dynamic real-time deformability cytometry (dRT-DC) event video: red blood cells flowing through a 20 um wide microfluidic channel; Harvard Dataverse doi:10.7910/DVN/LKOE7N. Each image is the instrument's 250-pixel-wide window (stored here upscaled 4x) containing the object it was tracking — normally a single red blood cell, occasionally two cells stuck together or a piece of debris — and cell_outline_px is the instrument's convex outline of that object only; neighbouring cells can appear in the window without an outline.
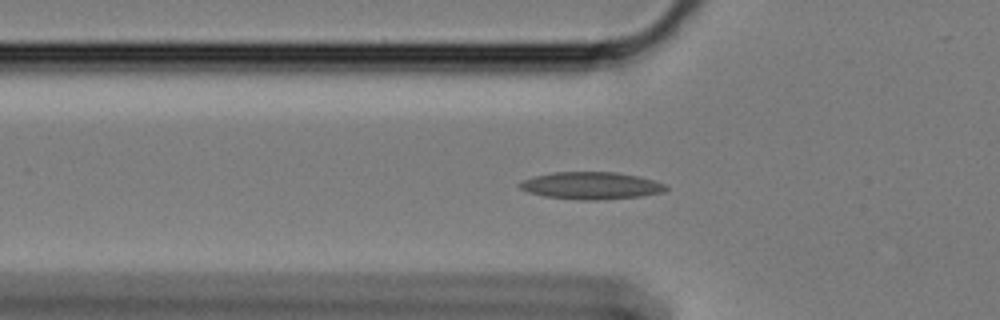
{"species": "Egyptian fruit bat (a non-hibernating species)", "species_latin": "Rousettus aegyptiacus", "temperature_condition": "cold", "stored_images_in_passage": 59, "camera_frame_rate_fps": 3000, "um_per_image_px": 0.085, "animal": {"sex": "female"}, "frame": {"image": 1, "passage_image": 19, "time_ms": 6.0, "image_size_px": [1000, 320], "cell_outline_px": [[668, 188], [664, 192], [644, 196], [596, 200], [576, 200], [544, 196], [528, 192], [520, 188], [516, 184], [524, 180], [536, 176], [552, 172], [616, 172], [640, 176], [664, 184]], "centroid_in_image_um": [50.25, 15.78], "position_along_channel_um": 75.5, "area_um2": 23.29}}
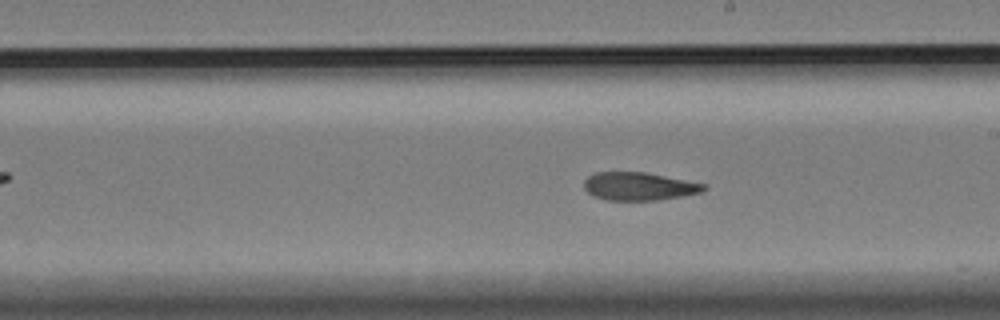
{"frame": {"image": 2, "passage_image": 33, "time_ms": 10.667, "image_size_px": [1000, 320], "cell_outline_px": [[708, 188], [700, 192], [660, 200], [608, 200], [592, 196], [584, 188], [584, 180], [588, 176], [596, 172], [644, 172], [704, 184]], "centroid_in_image_um": [54.26, 15.84], "position_along_channel_um": 234.7, "area_um2": 19.36}}
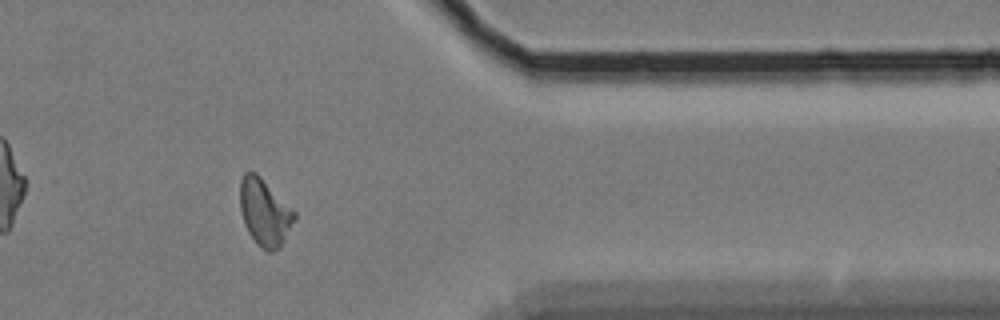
{"frame": {"image": 3, "passage_image": 48, "time_ms": 15.667, "image_size_px": [1000, 320], "cell_outline_px": [[296, 216], [280, 248], [272, 252], [268, 252], [256, 244], [248, 232], [244, 224], [240, 208], [240, 180], [244, 172], [256, 172], [296, 212]], "centroid_in_image_um": [22.48, 18.05], "position_along_channel_um": 388.9, "area_um2": 21.15}, "authors_computed_cell_mechanics": {"area_um2": 20.9236, "velocity_mm_per_s": 3.392, "shape_relaxation_time_tau1_ms": null, "shape_relaxation_time_tau2_ms": 3.1774, "deformation_change_tau1": null, "deformation_change_tau2": 0.1024}}